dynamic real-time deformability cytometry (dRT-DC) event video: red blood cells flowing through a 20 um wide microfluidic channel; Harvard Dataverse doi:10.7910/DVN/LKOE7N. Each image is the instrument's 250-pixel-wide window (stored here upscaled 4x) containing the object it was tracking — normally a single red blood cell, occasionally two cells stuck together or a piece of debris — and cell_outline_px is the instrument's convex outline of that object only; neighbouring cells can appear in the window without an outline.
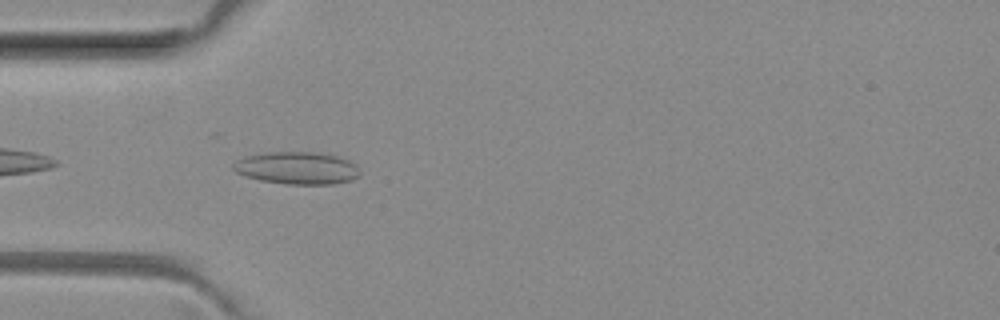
{"species": "common noctule bat (a hibernating species)", "species_latin": "Nyctalus noctula", "temperature_condition": "room temperature", "stored_images_in_passage": 31, "camera_frame_rate_fps": 3000, "um_per_image_px": 0.085, "animal": {"sex": "female", "body_mass_g": 29.2, "forearm_length_mm": 56.3}, "frame": {"image": 1, "passage_image": 2, "time_ms": 0.333, "image_size_px": [1000, 320], "cell_outline_px": [[360, 176], [352, 180], [332, 184], [288, 184], [260, 180], [244, 176], [236, 172], [232, 168], [232, 164], [236, 160], [248, 156], [272, 152], [316, 152], [336, 156], [348, 160], [356, 164], [360, 172]], "centroid_in_image_um": [25.26, 14.29], "position_along_channel_um": 59.7, "area_um2": 23.87}}
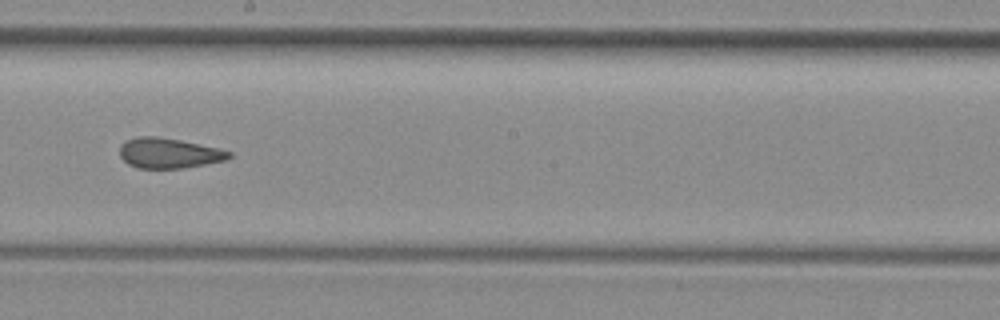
{"frame": {"image": 2, "passage_image": 15, "time_ms": 4.667, "image_size_px": [1000, 320], "cell_outline_px": [[232, 156], [228, 160], [180, 168], [140, 168], [128, 164], [120, 156], [120, 144], [136, 136], [160, 136], [220, 148], [232, 152]], "centroid_in_image_um": [14.37, 13.0], "position_along_channel_um": 233.8, "area_um2": 19.31}}
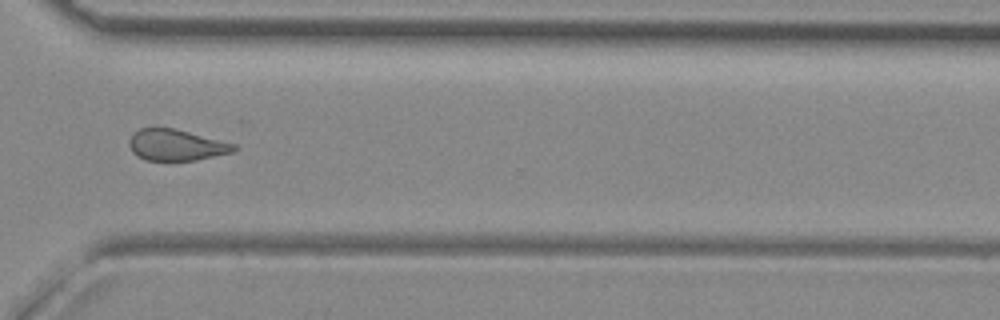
{"frame": {"image": 3, "passage_image": 24, "time_ms": 7.667, "image_size_px": [1000, 320], "cell_outline_px": [[236, 148], [232, 152], [196, 160], [144, 160], [136, 156], [132, 152], [128, 144], [128, 140], [140, 128], [176, 128], [236, 144]], "centroid_in_image_um": [14.96, 12.32], "position_along_channel_um": 355.6, "area_um2": 19.02}, "authors_computed_cell_mechanics": {"area_um2": 19.7098, "velocity_mm_per_s": 4.0611, "shape_relaxation_time_tau1_ms": null, "shape_relaxation_time_tau2_ms": 1.8818, "deformation_change_tau1": null, "deformation_change_tau2": 0.1035}}